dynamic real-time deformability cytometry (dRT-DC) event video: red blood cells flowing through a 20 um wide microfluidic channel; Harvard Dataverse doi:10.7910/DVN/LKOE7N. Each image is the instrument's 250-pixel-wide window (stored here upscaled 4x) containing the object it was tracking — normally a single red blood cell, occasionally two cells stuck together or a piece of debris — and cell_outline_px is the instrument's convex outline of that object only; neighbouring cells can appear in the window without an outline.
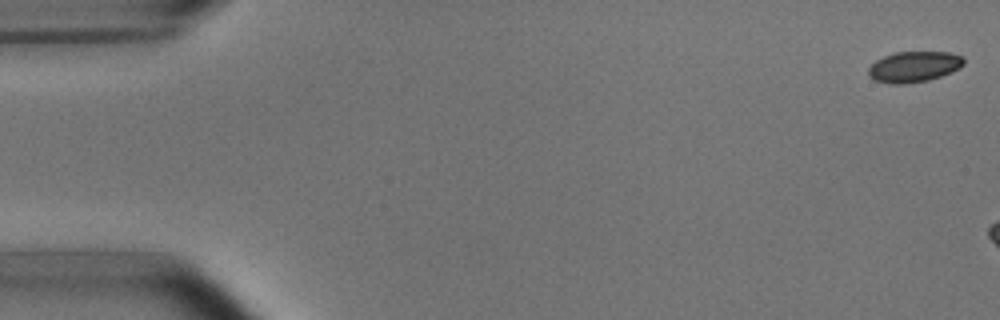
{"species": "common noctule bat (a hibernating species)", "species_latin": "Nyctalus noctula", "temperature_condition": "room temperature", "stored_images_in_passage": 3, "camera_frame_rate_fps": 3000, "um_per_image_px": 0.085, "animal": {"sex": "male", "body_mass_g": 15.6}, "frame": {"image": 1, "passage_image": 1, "time_ms": 0.0, "image_size_px": [1000, 320], "cell_outline_px": [[964, 64], [960, 68], [940, 76], [928, 80], [904, 84], [892, 84], [876, 80], [868, 76], [868, 68], [876, 60], [884, 56], [896, 52], [948, 52], [964, 56]], "centroid_in_image_um": [77.69, 5.67], "position_along_channel_um": 7.3, "area_um2": 17.05}}